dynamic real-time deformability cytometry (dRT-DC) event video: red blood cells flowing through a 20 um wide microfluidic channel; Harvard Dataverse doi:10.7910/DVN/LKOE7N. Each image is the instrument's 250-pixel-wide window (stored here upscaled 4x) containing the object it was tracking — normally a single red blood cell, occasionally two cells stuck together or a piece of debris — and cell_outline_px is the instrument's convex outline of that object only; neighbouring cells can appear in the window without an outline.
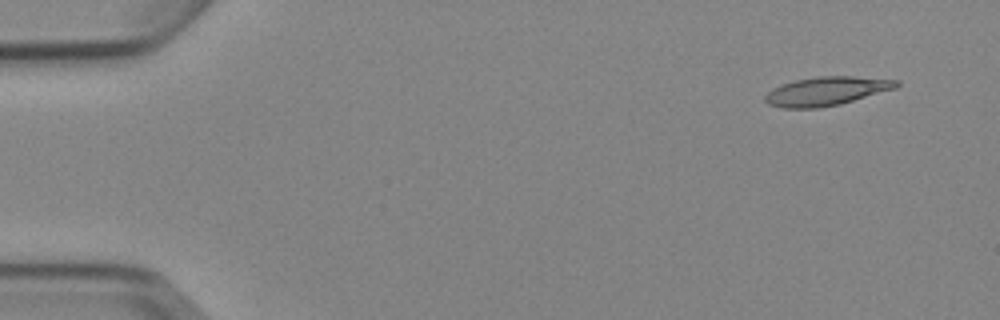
{"species": "Egyptian fruit bat (a non-hibernating species)", "species_latin": "Rousettus aegyptiacus", "temperature_condition": "cold", "stored_images_in_passage": 6, "camera_frame_rate_fps": 3000, "um_per_image_px": 0.085, "animal": {"sex": "female"}, "frame": {"image": 1, "passage_image": 1, "time_ms": 0.0, "image_size_px": [1000, 320], "cell_outline_px": [[900, 84], [896, 88], [840, 104], [816, 108], [784, 108], [768, 104], [764, 100], [764, 96], [772, 88], [796, 80], [816, 76], [852, 76], [900, 80]], "centroid_in_image_um": [70.25, 7.74], "position_along_channel_um": 14.7, "area_um2": 21.91}}
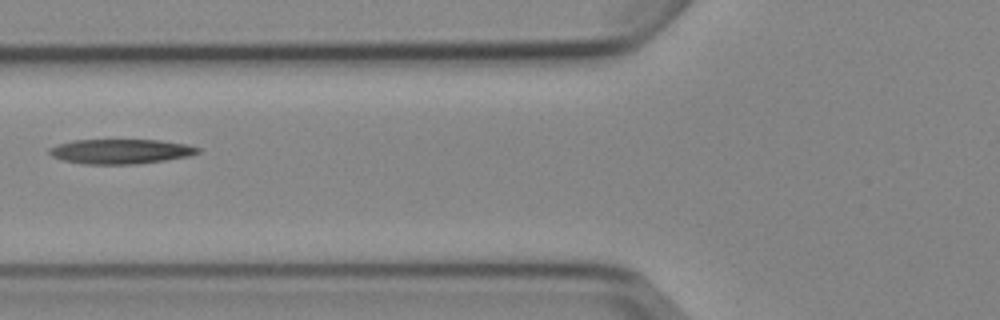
{"frame": {"image": 2, "passage_image": 5, "time_ms": 5.667, "image_size_px": [1000, 320], "cell_outline_px": [[200, 152], [188, 156], [164, 160], [136, 164], [84, 164], [64, 160], [52, 156], [48, 152], [48, 148], [72, 140], [160, 140], [188, 144], [200, 148]], "centroid_in_image_um": [10.26, 12.86], "position_along_channel_um": 115.5, "area_um2": 21.33}}
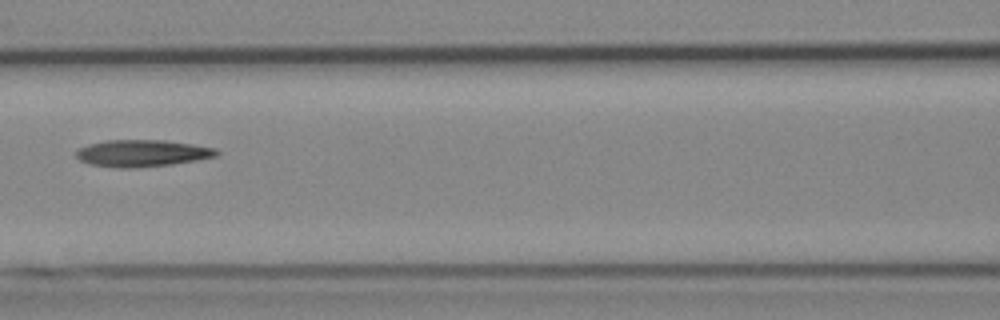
{"frame": {"image": 3, "passage_image": 6, "time_ms": 6.667, "image_size_px": [1000, 320], "cell_outline_px": [[220, 152], [216, 156], [196, 160], [172, 164], [136, 168], [116, 168], [88, 164], [80, 160], [76, 156], [76, 152], [80, 148], [88, 144], [108, 140], [164, 140], [192, 144], [216, 148]], "centroid_in_image_um": [12.07, 13.03], "position_along_channel_um": 154.5, "area_um2": 22.02}}